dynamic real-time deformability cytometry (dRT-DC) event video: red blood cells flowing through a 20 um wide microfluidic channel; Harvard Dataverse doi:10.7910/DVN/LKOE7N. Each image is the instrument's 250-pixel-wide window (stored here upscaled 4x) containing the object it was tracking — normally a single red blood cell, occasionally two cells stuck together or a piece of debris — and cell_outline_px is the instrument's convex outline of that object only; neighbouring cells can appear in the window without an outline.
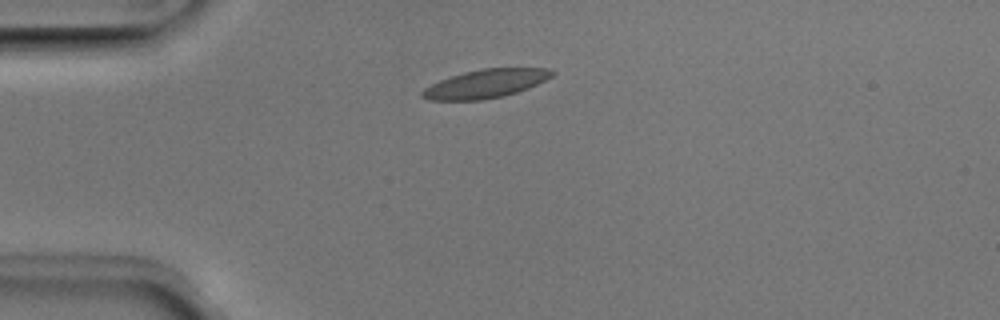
{"species": "Egyptian fruit bat (a non-hibernating species)", "species_latin": "Rousettus aegyptiacus", "temperature_condition": "room temperature", "stored_images_in_passage": 39, "camera_frame_rate_fps": 3000, "um_per_image_px": 0.085, "animal": {"sex": "male"}, "frame": {"image": 1, "passage_image": 1, "time_ms": 0.0, "image_size_px": [1000, 320], "cell_outline_px": [[556, 72], [552, 76], [528, 88], [504, 96], [484, 100], [428, 100], [420, 96], [420, 92], [424, 88], [440, 80], [464, 72], [484, 68], [548, 68]], "centroid_in_image_um": [41.26, 7.12], "position_along_channel_um": 43.7, "area_um2": 21.5}}
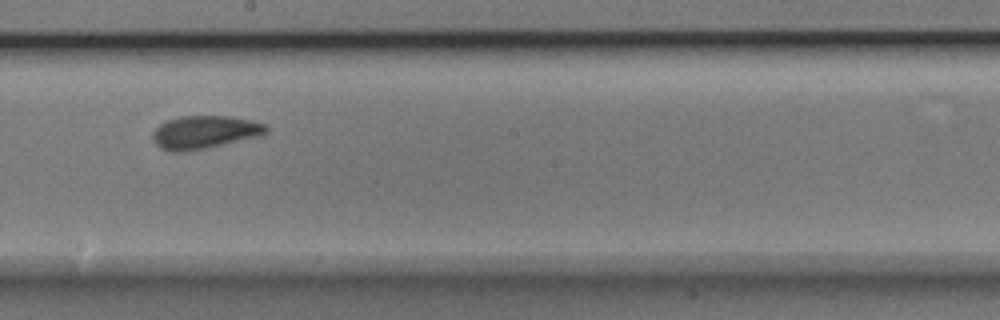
{"frame": {"image": 2, "passage_image": 17, "time_ms": 5.333, "image_size_px": [1000, 320], "cell_outline_px": [[268, 132], [260, 136], [204, 148], [180, 152], [172, 152], [160, 148], [156, 144], [152, 136], [152, 132], [160, 124], [168, 120], [180, 116], [228, 116], [252, 120], [264, 124], [268, 128]], "centroid_in_image_um": [17.38, 11.23], "position_along_channel_um": 230.8, "area_um2": 21.68}}
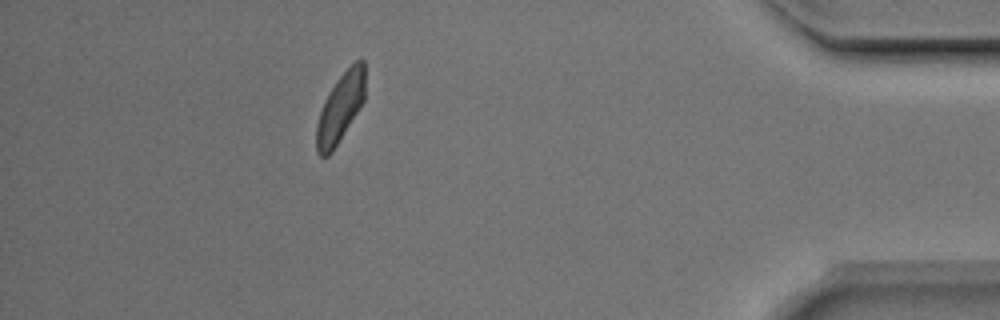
{"frame": {"image": 3, "passage_image": 34, "time_ms": 11.0, "image_size_px": [1000, 320], "cell_outline_px": [[364, 100], [332, 152], [328, 156], [320, 156], [316, 152], [316, 124], [324, 100], [328, 92], [336, 80], [356, 60], [364, 60]], "centroid_in_image_um": [28.89, 9.18], "position_along_channel_um": 406.3, "area_um2": 19.25}, "authors_computed_cell_mechanics": {"area_um2": 20.808, "velocity_mm_per_s": 3.9496, "shape_relaxation_time_tau1_ms": 4.1297, "shape_relaxation_time_tau2_ms": 1.3967, "deformation_change_tau1": 0.1176, "deformation_change_tau2": 0.0612}}